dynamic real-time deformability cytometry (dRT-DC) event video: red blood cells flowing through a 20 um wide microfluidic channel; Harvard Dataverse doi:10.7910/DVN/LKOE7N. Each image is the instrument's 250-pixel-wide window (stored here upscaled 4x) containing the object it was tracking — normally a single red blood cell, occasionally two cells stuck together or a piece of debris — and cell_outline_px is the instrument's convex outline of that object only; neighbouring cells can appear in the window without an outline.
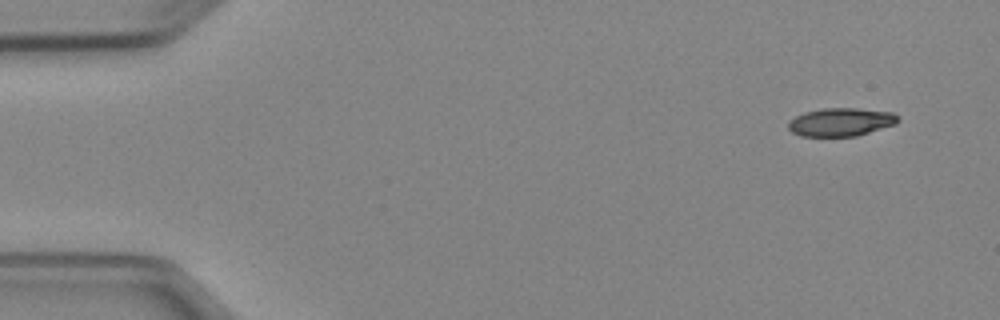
{"species": "Egyptian fruit bat (a non-hibernating species)", "species_latin": "Rousettus aegyptiacus", "temperature_condition": "cold", "stored_images_in_passage": 4, "camera_frame_rate_fps": 3000, "um_per_image_px": 0.085, "animal": {"sex": "female"}, "frame": {"image": 1, "passage_image": 1, "time_ms": 0.0, "image_size_px": [1000, 320], "cell_outline_px": [[900, 120], [896, 124], [856, 136], [800, 136], [792, 132], [788, 128], [788, 124], [796, 116], [804, 112], [824, 108], [856, 108], [892, 112]], "centroid_in_image_um": [71.48, 10.37], "position_along_channel_um": 13.5, "area_um2": 17.92}}
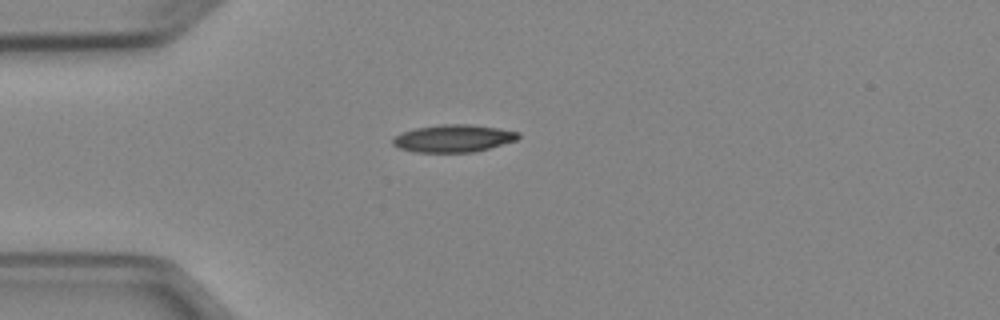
{"frame": {"image": 2, "passage_image": 4, "time_ms": 3.333, "image_size_px": [1000, 320], "cell_outline_px": [[520, 136], [516, 140], [476, 152], [412, 152], [400, 148], [392, 144], [392, 140], [400, 132], [416, 128], [440, 124], [472, 124], [520, 132]], "centroid_in_image_um": [38.52, 11.76], "position_along_channel_um": 46.5, "area_um2": 20.11}}